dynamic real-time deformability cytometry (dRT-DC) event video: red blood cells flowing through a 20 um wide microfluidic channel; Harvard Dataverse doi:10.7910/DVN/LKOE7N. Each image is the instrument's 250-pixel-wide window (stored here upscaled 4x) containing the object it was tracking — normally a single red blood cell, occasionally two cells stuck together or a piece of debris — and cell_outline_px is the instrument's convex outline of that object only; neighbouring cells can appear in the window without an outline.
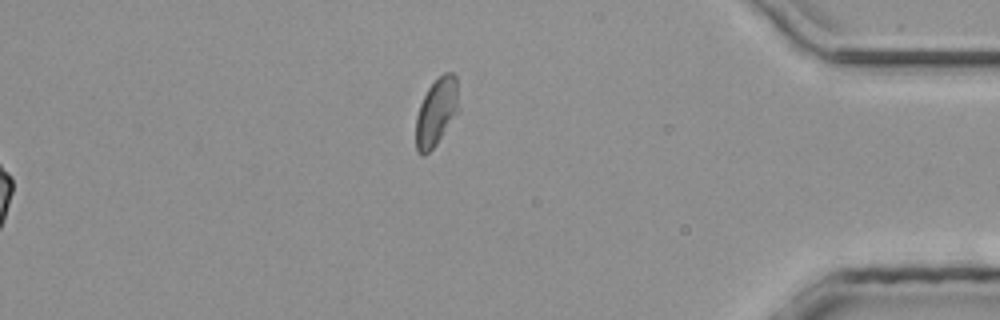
{"species": "common noctule bat (a hibernating species)", "species_latin": "Nyctalus noctula", "temperature_condition": "room temperature", "stored_images_in_passage": 36, "segment_of_instrument_passage": [2, 2], "camera_frame_rate_fps": 3000, "um_per_image_px": 0.085, "animal": {"sex": "male", "body_mass_g": 20.4}, "frame": {"image": 1, "passage_image": 36, "time_ms": 11.667, "image_size_px": [1000, 320], "cell_outline_px": [[460, 112], [436, 144], [424, 156], [416, 152], [416, 116], [420, 104], [428, 88], [444, 72], [452, 72], [456, 76], [460, 108]], "centroid_in_image_um": [37.13, 9.52], "position_along_channel_um": 398.1, "area_um2": 17.17}}